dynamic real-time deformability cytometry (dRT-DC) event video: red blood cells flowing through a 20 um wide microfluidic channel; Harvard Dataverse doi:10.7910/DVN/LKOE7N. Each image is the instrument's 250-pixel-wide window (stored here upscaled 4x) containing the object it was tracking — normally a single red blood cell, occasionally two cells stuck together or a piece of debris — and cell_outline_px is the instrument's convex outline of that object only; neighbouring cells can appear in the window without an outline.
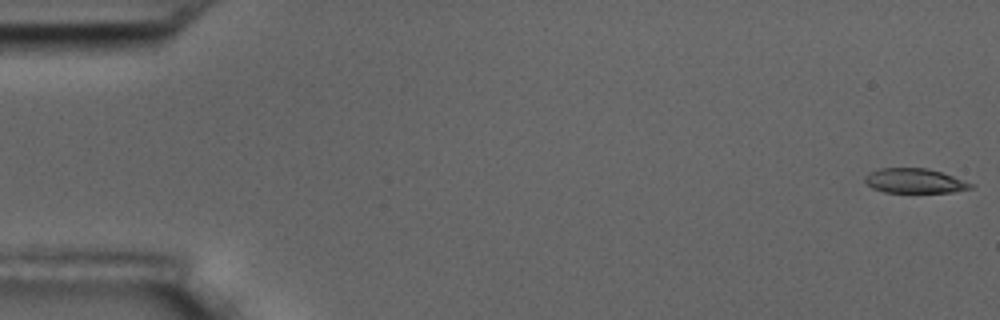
{"species": "common noctule bat (a hibernating species)", "species_latin": "Nyctalus noctula", "temperature_condition": "room temperature", "stored_images_in_passage": 10, "camera_frame_rate_fps": 3000, "um_per_image_px": 0.085, "animal": {"sex": "male", "body_mass_g": 17.5, "forearm_length_mm": 52.3}, "frame": {"image": 1, "passage_image": 1, "time_ms": 0.0, "image_size_px": [1000, 320], "cell_outline_px": [[976, 184], [972, 188], [952, 192], [884, 192], [872, 188], [864, 180], [864, 176], [868, 172], [880, 168], [928, 168]], "centroid_in_image_um": [77.73, 15.37], "position_along_channel_um": 7.3, "area_um2": 15.2}}
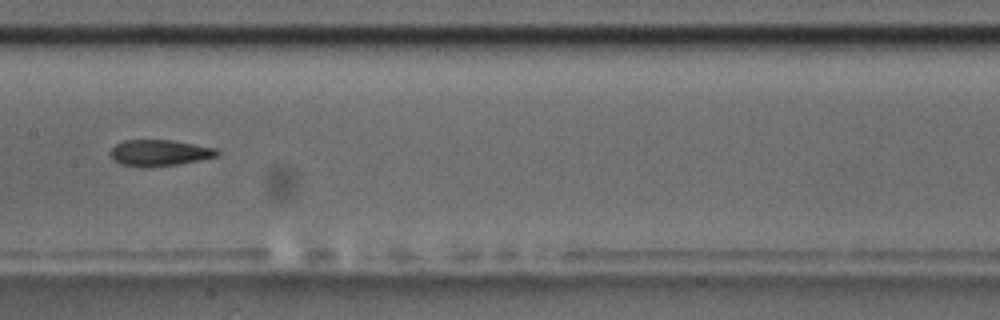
{"frame": {"image": 2, "passage_image": 9, "time_ms": 9.333, "image_size_px": [1000, 320], "cell_outline_px": [[220, 152], [216, 156], [200, 160], [176, 164], [148, 168], [140, 168], [120, 164], [108, 152], [116, 144], [124, 140], [172, 140], [216, 148]], "centroid_in_image_um": [13.53, 13.0], "position_along_channel_um": 193.9, "area_um2": 16.36}}
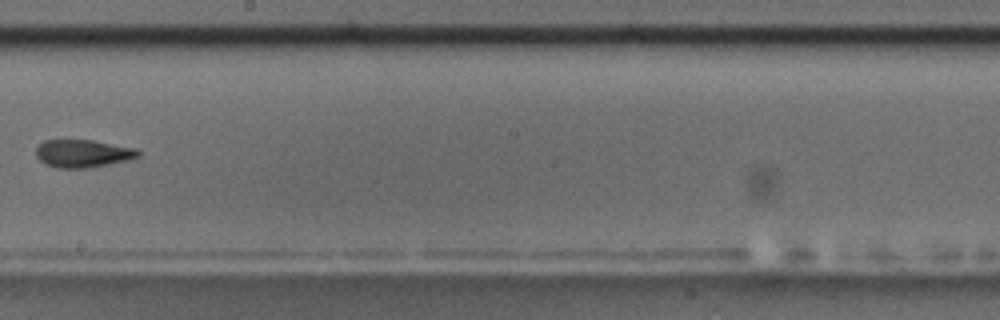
{"frame": {"image": 3, "passage_image": 10, "time_ms": 10.667, "image_size_px": [1000, 320], "cell_outline_px": [[140, 156], [108, 164], [84, 168], [56, 168], [44, 164], [36, 156], [36, 148], [44, 140], [92, 140], [136, 148], [140, 152]], "centroid_in_image_um": [7.01, 13.04], "position_along_channel_um": 241.2, "area_um2": 16.42}}